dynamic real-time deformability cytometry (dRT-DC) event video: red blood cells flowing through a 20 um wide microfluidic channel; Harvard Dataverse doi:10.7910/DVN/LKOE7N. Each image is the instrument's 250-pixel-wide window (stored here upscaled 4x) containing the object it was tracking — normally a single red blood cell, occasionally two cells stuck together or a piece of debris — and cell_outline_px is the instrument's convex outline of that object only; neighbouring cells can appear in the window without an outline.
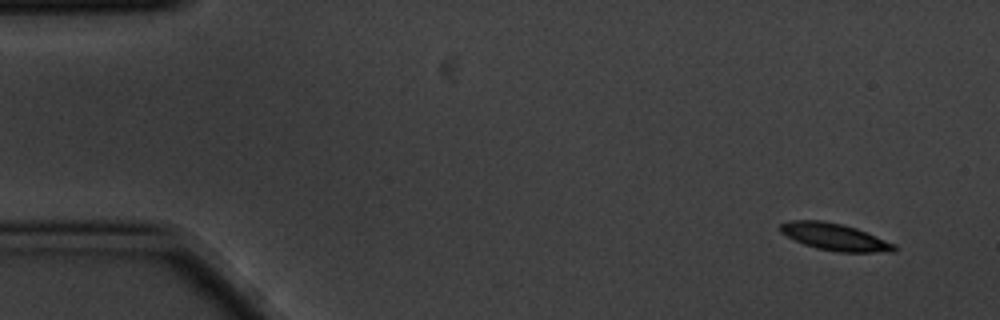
{"species": "common noctule bat (a hibernating species)", "species_latin": "Nyctalus noctula", "temperature_condition": "cold", "stored_images_in_passage": 5, "camera_frame_rate_fps": 3000, "um_per_image_px": 0.085, "animal": {"sex": "male", "body_mass_g": 20.1, "forearm_length_mm": 53.5}, "frame": {"image": 1, "passage_image": 1, "time_ms": 0.0, "image_size_px": [1000, 320], "cell_outline_px": [[896, 248], [892, 252], [836, 252], [816, 248], [804, 244], [780, 232], [780, 224], [788, 220], [824, 220], [856, 228], [896, 244]], "centroid_in_image_um": [70.95, 20.13], "position_along_channel_um": 14.1, "area_um2": 17.86}}